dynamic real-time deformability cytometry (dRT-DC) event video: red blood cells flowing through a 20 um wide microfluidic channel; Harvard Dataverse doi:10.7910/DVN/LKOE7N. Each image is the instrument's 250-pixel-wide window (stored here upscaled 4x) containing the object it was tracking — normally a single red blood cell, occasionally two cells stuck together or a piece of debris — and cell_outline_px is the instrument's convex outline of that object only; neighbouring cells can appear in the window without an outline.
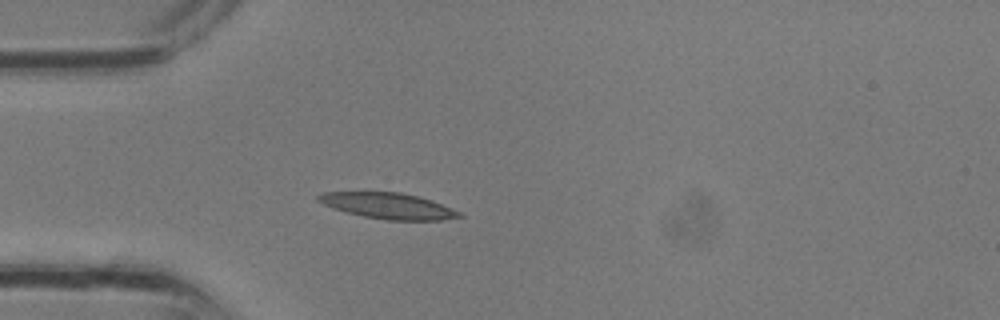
{"species": "common noctule bat (a hibernating species)", "species_latin": "Nyctalus noctula", "temperature_condition": "room temperature", "stored_images_in_passage": 25, "camera_frame_rate_fps": 3000, "um_per_image_px": 0.085, "animal": {"sex": "male", "body_mass_g": 13.3}, "frame": {"image": 1, "passage_image": 1, "time_ms": 0.0, "image_size_px": [1000, 320], "cell_outline_px": [[464, 216], [444, 220], [388, 220], [364, 216], [332, 208], [316, 200], [316, 196], [324, 192], [400, 192], [432, 200], [452, 208], [460, 212]], "centroid_in_image_um": [33.01, 17.49], "position_along_channel_um": 52.0, "area_um2": 21.15}}
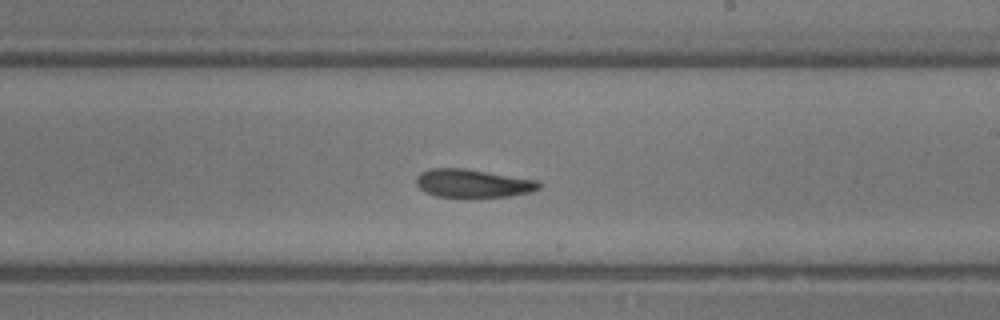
{"frame": {"image": 2, "passage_image": 11, "time_ms": 3.333, "image_size_px": [1000, 320], "cell_outline_px": [[540, 188], [532, 192], [508, 196], [436, 196], [424, 192], [416, 184], [416, 176], [420, 172], [428, 168], [464, 168], [536, 180], [540, 184]], "centroid_in_image_um": [40.14, 15.57], "position_along_channel_um": 248.9, "area_um2": 19.94}}
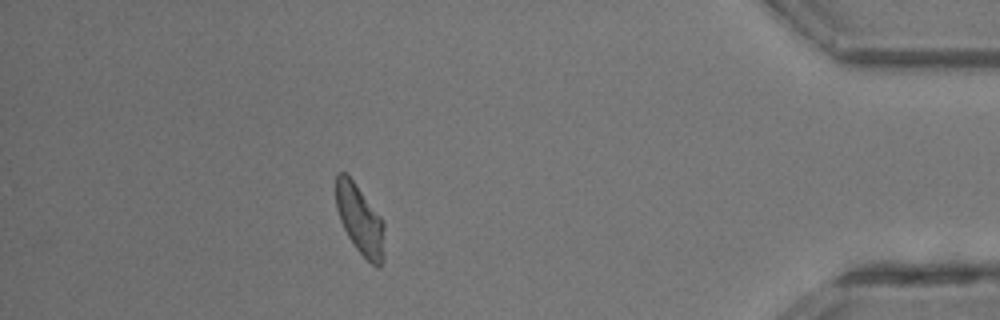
{"frame": {"image": 3, "passage_image": 21, "time_ms": 6.667, "image_size_px": [1000, 320], "cell_outline_px": [[384, 260], [380, 268], [376, 268], [356, 248], [348, 236], [340, 220], [336, 208], [336, 172], [344, 172], [352, 180], [384, 220]], "centroid_in_image_um": [30.62, 18.71], "position_along_channel_um": 404.6, "area_um2": 19.65}}